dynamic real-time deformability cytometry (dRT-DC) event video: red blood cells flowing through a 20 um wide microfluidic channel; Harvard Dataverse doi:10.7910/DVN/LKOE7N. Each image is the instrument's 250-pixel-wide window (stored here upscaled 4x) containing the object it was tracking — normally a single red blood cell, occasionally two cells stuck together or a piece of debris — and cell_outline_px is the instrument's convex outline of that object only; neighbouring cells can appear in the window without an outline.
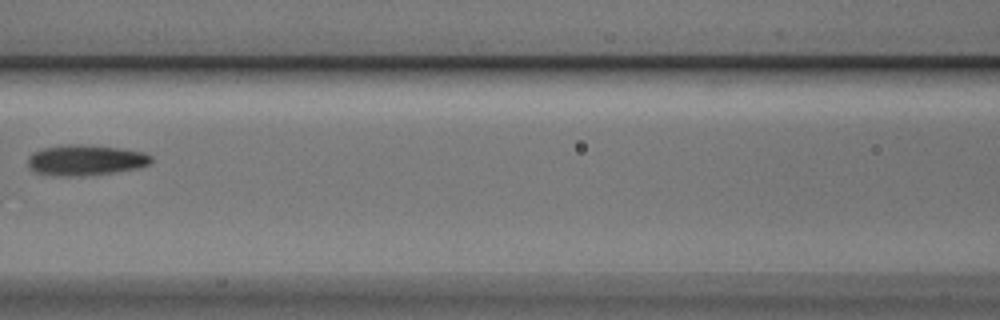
{"species": "Egyptian fruit bat (a non-hibernating species)", "species_latin": "Rousettus aegyptiacus", "temperature_condition": "cold", "stored_images_in_passage": 4, "camera_frame_rate_fps": 3000, "um_per_image_px": 0.085, "animal": {"sex": "male"}, "frame": {"image": 1, "passage_image": 3, "time_ms": 0.667, "image_size_px": [1000, 320], "cell_outline_px": [[152, 160], [148, 164], [140, 168], [112, 172], [76, 176], [56, 176], [32, 172], [28, 168], [28, 156], [32, 152], [44, 148], [68, 144], [76, 144], [120, 148], [144, 152], [152, 156]], "centroid_in_image_um": [7.23, 13.61], "position_along_channel_um": 159.4, "area_um2": 22.02}}
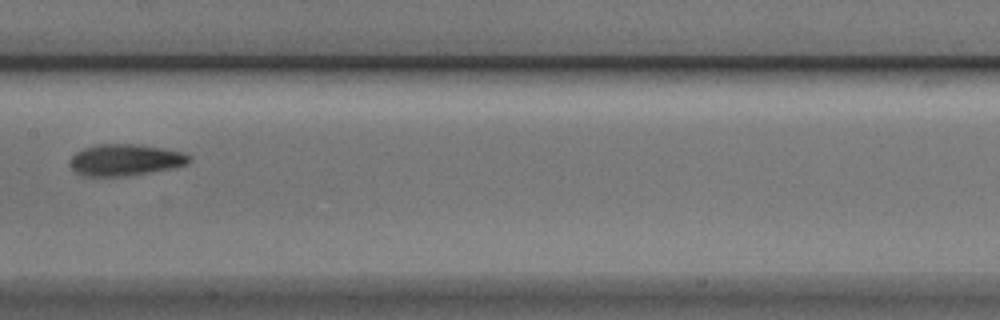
{"frame": {"image": 2, "passage_image": 4, "time_ms": 1.0, "image_size_px": [1000, 320], "cell_outline_px": [[192, 160], [188, 164], [172, 168], [124, 176], [88, 176], [76, 172], [72, 168], [72, 156], [76, 152], [84, 148], [96, 144], [136, 144], [164, 148], [184, 152], [192, 156]], "centroid_in_image_um": [10.71, 13.58], "position_along_channel_um": 196.7, "area_um2": 21.79}}